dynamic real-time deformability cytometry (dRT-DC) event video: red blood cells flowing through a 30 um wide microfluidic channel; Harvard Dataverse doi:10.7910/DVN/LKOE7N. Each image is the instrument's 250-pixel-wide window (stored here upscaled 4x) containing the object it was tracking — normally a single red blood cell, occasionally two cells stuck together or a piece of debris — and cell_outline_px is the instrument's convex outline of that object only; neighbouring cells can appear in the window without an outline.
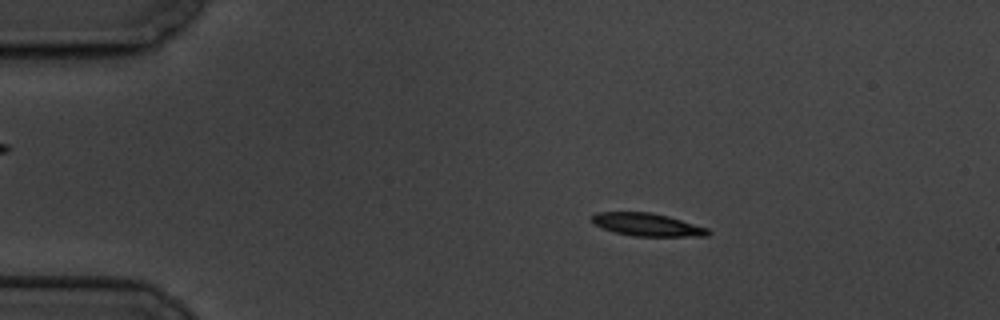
{"species": "common noctule bat (a hibernating species)", "species_latin": "Nyctalus noctula", "temperature_condition": "cold", "stored_images_in_passage": 4, "camera_frame_rate_fps": 3000, "um_per_image_px": 0.085, "animal": {"sex": "male", "body_mass_g": 19.5, "forearm_length_mm": 54.6}, "frame": {"image": 1, "passage_image": 2, "time_ms": 1.0, "image_size_px": [1000, 320], "cell_outline_px": [[712, 232], [708, 236], [632, 236], [616, 232], [592, 224], [592, 216], [596, 212], [652, 212], [668, 216], [708, 228]], "centroid_in_image_um": [55.02, 19.09], "position_along_channel_um": 30.0, "area_um2": 15.43}}